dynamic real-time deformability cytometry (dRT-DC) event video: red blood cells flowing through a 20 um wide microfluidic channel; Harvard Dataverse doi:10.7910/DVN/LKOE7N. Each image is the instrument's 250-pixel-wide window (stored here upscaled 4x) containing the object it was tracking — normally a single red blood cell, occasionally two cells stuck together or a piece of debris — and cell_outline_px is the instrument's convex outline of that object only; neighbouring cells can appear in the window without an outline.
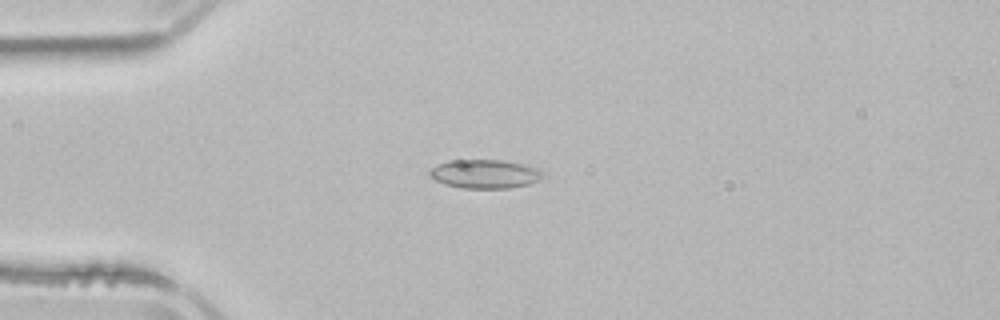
{"species": "common noctule bat (a hibernating species)", "species_latin": "Nyctalus noctula", "temperature_condition": "room temperature", "stored_images_in_passage": 5, "camera_frame_rate_fps": 3000, "um_per_image_px": 0.085, "animal": {"sex": "male", "body_mass_g": 21.5, "forearm_length_mm": 52.0}, "frame": {"image": 1, "passage_image": 4, "time_ms": 4.0, "image_size_px": [1000, 320], "cell_outline_px": [[544, 172], [540, 180], [528, 184], [512, 188], [460, 188], [444, 184], [436, 180], [428, 172], [432, 168], [448, 160], [500, 160], [520, 164], [536, 168]], "centroid_in_image_um": [41.21, 14.79], "position_along_channel_um": 43.8, "area_um2": 18.79}}
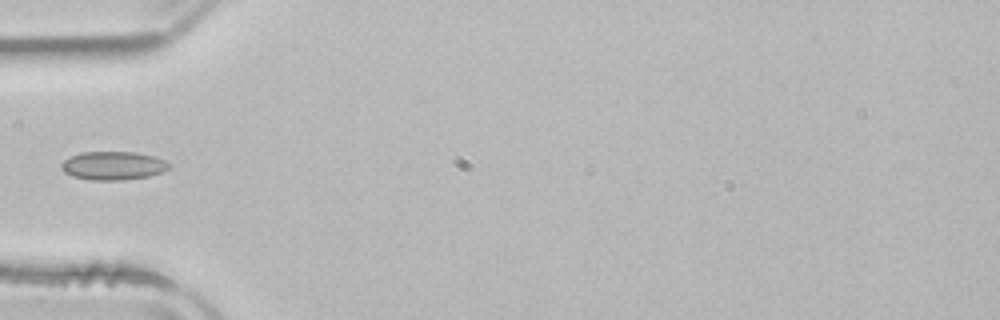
{"frame": {"image": 2, "passage_image": 5, "time_ms": 5.333, "image_size_px": [1000, 320], "cell_outline_px": [[172, 164], [168, 168], [160, 172], [148, 176], [124, 180], [92, 180], [72, 176], [64, 172], [60, 168], [60, 164], [64, 160], [80, 152], [136, 152], [152, 156], [164, 160]], "centroid_in_image_um": [9.59, 14.08], "position_along_channel_um": 75.4, "area_um2": 17.8}}